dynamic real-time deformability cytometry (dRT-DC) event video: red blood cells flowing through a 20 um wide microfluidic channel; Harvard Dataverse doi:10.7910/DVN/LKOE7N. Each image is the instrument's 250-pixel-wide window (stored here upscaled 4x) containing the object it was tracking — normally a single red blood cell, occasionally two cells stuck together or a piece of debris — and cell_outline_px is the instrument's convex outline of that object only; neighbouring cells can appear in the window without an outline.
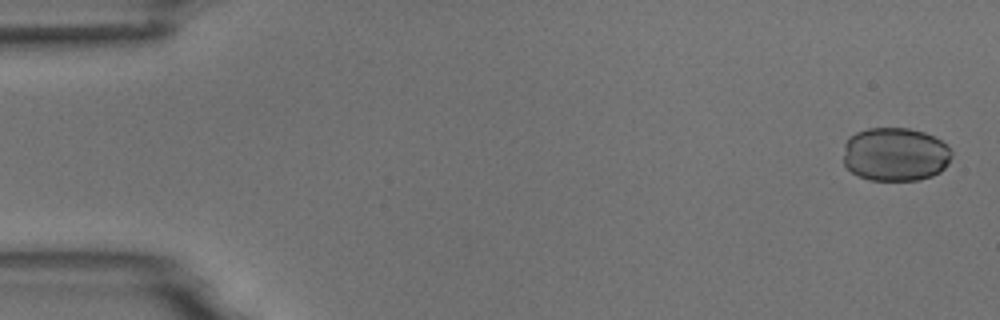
{"species": "common noctule bat (a hibernating species)", "species_latin": "Nyctalus noctula", "temperature_condition": "room temperature", "stored_images_in_passage": 5, "camera_frame_rate_fps": 3000, "um_per_image_px": 0.085, "animal": {"sex": "male", "body_mass_g": 18.8}, "frame": {"image": 1, "passage_image": 1, "time_ms": 0.0, "image_size_px": [1000, 320], "cell_outline_px": [[952, 156], [948, 164], [940, 172], [932, 176], [916, 180], [868, 180], [852, 172], [844, 164], [844, 144], [848, 136], [856, 132], [868, 128], [908, 128], [924, 132], [940, 140], [952, 152]], "centroid_in_image_um": [76.08, 13.11], "position_along_channel_um": 8.9, "area_um2": 33.99}}